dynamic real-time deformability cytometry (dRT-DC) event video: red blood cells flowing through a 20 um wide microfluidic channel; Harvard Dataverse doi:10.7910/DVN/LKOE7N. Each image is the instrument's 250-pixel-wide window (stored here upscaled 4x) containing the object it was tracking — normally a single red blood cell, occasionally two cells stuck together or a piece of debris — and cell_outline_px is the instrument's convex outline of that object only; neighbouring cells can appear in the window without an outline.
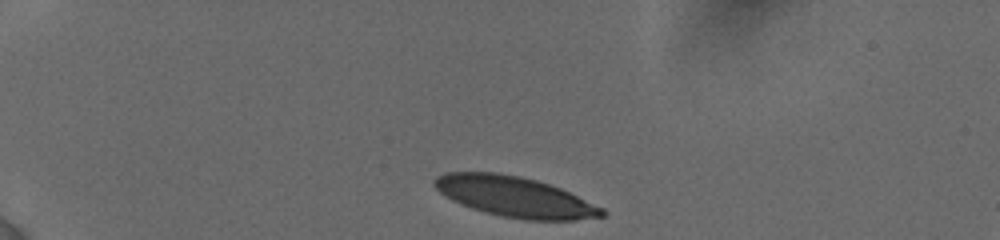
{"species": "human", "species_latin": "Homo sapiens", "temperature_condition": "cold", "stored_images_in_passage": 6, "camera_frame_rate_fps": 3000, "um_per_image_px": 0.085, "donor": {"sex": "female"}, "frame": {"image": 1, "passage_image": 1, "time_ms": 0.0, "image_size_px": [1000, 240], "cell_outline_px": [[608, 212], [604, 216], [576, 220], [524, 220], [484, 212], [460, 204], [452, 200], [440, 192], [432, 184], [432, 180], [436, 176], [444, 172], [496, 172], [520, 176], [536, 180], [560, 188], [604, 208]], "centroid_in_image_um": [43.75, 16.72], "position_along_channel_um": 41.3, "area_um2": 39.48}}
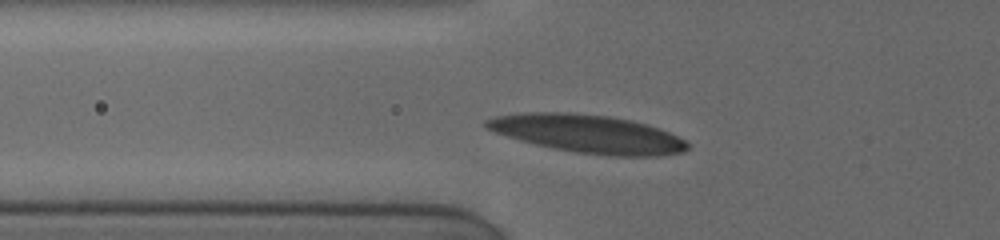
{"frame": {"image": 2, "passage_image": 4, "time_ms": 2.667, "image_size_px": [1000, 240], "cell_outline_px": [[692, 144], [684, 152], [660, 156], [608, 156], [576, 152], [552, 148], [520, 140], [484, 128], [484, 120], [496, 116], [524, 112], [568, 112], [608, 116], [632, 120], [660, 128]], "centroid_in_image_um": [49.99, 11.37], "position_along_channel_um": 75.8, "area_um2": 44.8}}
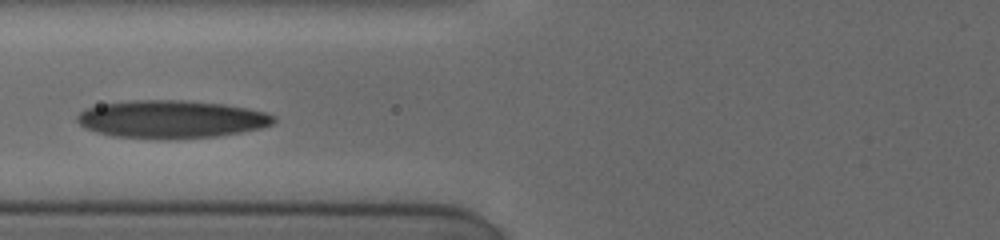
{"frame": {"image": 3, "passage_image": 5, "time_ms": 3.667, "image_size_px": [1000, 240], "cell_outline_px": [[276, 120], [272, 124], [260, 128], [220, 136], [168, 140], [112, 136], [96, 132], [80, 124], [76, 120], [76, 116], [84, 108], [100, 104], [132, 100], [184, 100], [224, 104], [248, 108], [268, 112], [276, 116]], "centroid_in_image_um": [14.57, 10.14], "position_along_channel_um": 111.2, "area_um2": 43.87}}